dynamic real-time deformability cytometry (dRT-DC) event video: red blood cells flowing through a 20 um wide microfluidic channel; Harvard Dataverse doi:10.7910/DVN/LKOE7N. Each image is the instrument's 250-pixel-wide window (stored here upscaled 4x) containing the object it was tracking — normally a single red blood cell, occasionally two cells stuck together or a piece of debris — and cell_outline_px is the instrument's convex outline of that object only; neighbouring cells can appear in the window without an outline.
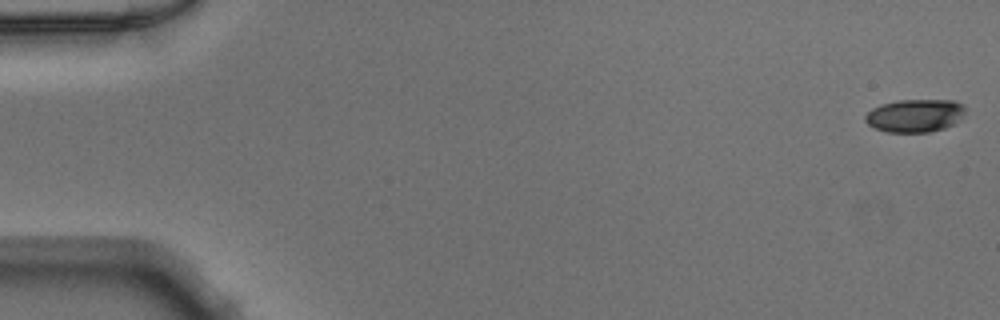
{"species": "Egyptian fruit bat (a non-hibernating species)", "species_latin": "Rousettus aegyptiacus", "temperature_condition": "warm", "stored_images_in_passage": 50, "camera_frame_rate_fps": 3000, "um_per_image_px": 0.085, "animal": {"sex": "male"}, "frame": {"image": 1, "passage_image": 1, "time_ms": 0.0, "image_size_px": [1000, 320], "cell_outline_px": [[964, 112], [952, 124], [944, 128], [928, 132], [888, 132], [876, 128], [868, 124], [864, 120], [864, 116], [872, 108], [880, 104], [896, 100], [956, 100], [964, 104]], "centroid_in_image_um": [77.73, 9.81], "position_along_channel_um": 7.3, "area_um2": 19.13}}
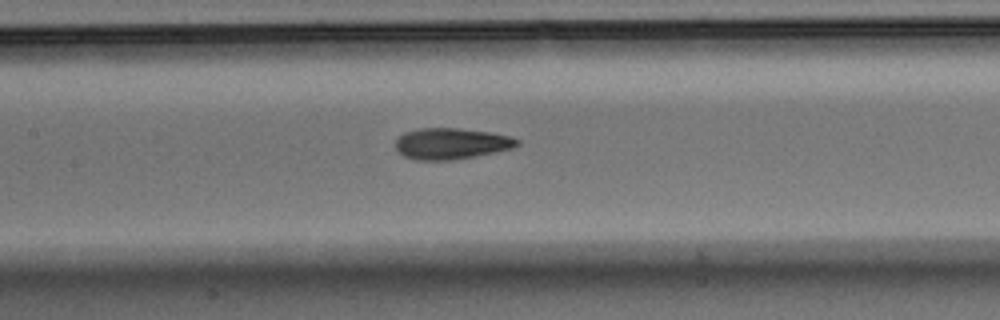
{"frame": {"image": 2, "passage_image": 24, "time_ms": 7.667, "image_size_px": [1000, 320], "cell_outline_px": [[520, 144], [512, 148], [496, 152], [456, 160], [416, 160], [404, 156], [396, 152], [396, 140], [404, 132], [420, 128], [456, 128], [492, 132], [508, 136], [520, 140]], "centroid_in_image_um": [38.35, 12.21], "position_along_channel_um": 169.1, "area_um2": 22.25}}
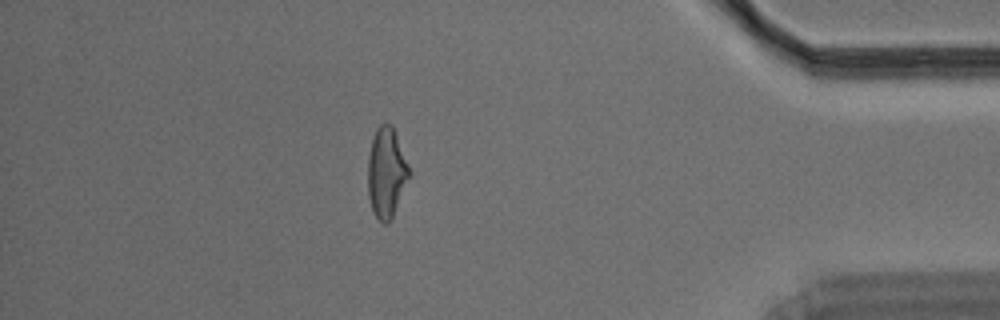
{"frame": {"image": 3, "passage_image": 44, "time_ms": 14.333, "image_size_px": [1000, 320], "cell_outline_px": [[412, 176], [388, 224], [384, 224], [376, 216], [372, 208], [368, 196], [368, 156], [372, 140], [376, 128], [380, 124], [392, 124], [412, 172]], "centroid_in_image_um": [32.88, 14.66], "position_along_channel_um": 402.3, "area_um2": 21.91}}